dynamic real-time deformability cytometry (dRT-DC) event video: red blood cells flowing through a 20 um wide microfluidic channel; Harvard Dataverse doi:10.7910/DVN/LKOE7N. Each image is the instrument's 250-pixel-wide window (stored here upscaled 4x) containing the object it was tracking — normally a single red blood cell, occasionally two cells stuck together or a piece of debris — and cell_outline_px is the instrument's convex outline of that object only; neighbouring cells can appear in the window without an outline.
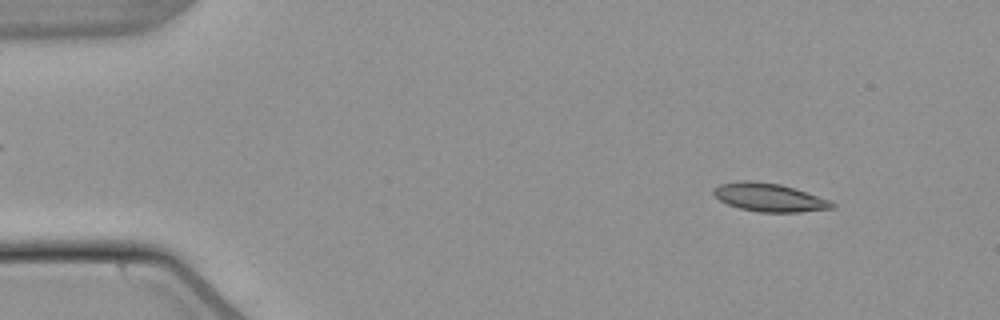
{"species": "common noctule bat (a hibernating species)", "species_latin": "Nyctalus noctula", "temperature_condition": "warm", "stored_images_in_passage": 54, "camera_frame_rate_fps": 3000, "um_per_image_px": 0.085, "animal": {"sex": "male", "body_mass_g": 21.5, "forearm_length_mm": 52.0}, "frame": {"image": 1, "passage_image": 7, "time_ms": 2.0, "image_size_px": [1000, 320], "cell_outline_px": [[836, 204], [832, 208], [800, 212], [760, 212], [740, 208], [728, 204], [720, 200], [712, 192], [720, 184], [744, 180], [748, 180], [780, 184], [828, 200]], "centroid_in_image_um": [65.36, 16.79], "position_along_channel_um": 19.6, "area_um2": 19.02}}
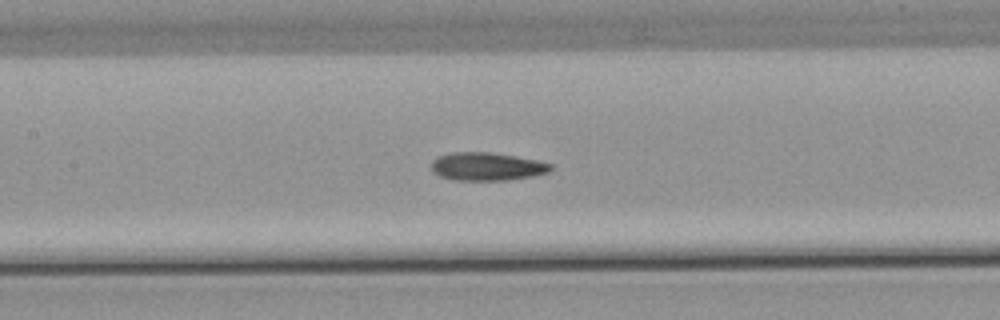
{"frame": {"image": 2, "passage_image": 26, "time_ms": 8.333, "image_size_px": [1000, 320], "cell_outline_px": [[552, 168], [548, 172], [532, 176], [504, 180], [456, 180], [440, 176], [432, 168], [432, 160], [440, 156], [452, 152], [492, 152], [536, 160], [552, 164]], "centroid_in_image_um": [41.39, 14.15], "position_along_channel_um": 166.0, "area_um2": 19.25}}
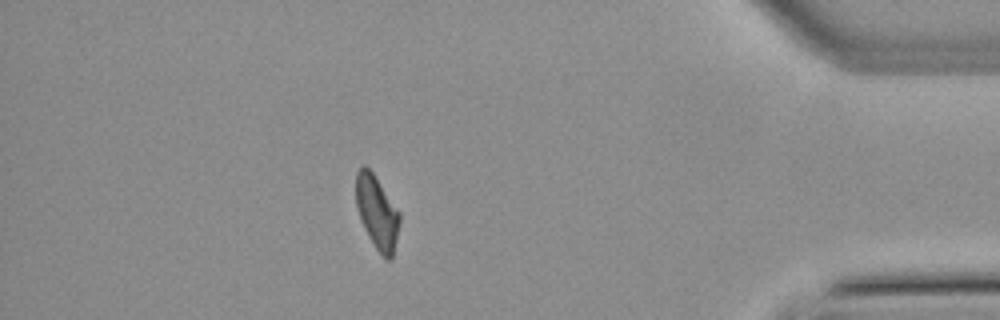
{"frame": {"image": 3, "passage_image": 48, "time_ms": 15.667, "image_size_px": [1000, 320], "cell_outline_px": [[400, 220], [392, 260], [384, 260], [376, 248], [360, 216], [356, 204], [356, 172], [364, 164], [372, 172], [400, 212]], "centroid_in_image_um": [32.06, 18.05], "position_along_channel_um": 403.1, "area_um2": 18.21}, "authors_computed_cell_mechanics": {"area_um2": 19.2185, "velocity_mm_per_s": 3.8414, "shape_relaxation_time_tau1_ms": 9.6083, "shape_relaxation_time_tau2_ms": 3.0646, "deformation_change_tau1": 0.2068, "deformation_change_tau2": 0.1036}}